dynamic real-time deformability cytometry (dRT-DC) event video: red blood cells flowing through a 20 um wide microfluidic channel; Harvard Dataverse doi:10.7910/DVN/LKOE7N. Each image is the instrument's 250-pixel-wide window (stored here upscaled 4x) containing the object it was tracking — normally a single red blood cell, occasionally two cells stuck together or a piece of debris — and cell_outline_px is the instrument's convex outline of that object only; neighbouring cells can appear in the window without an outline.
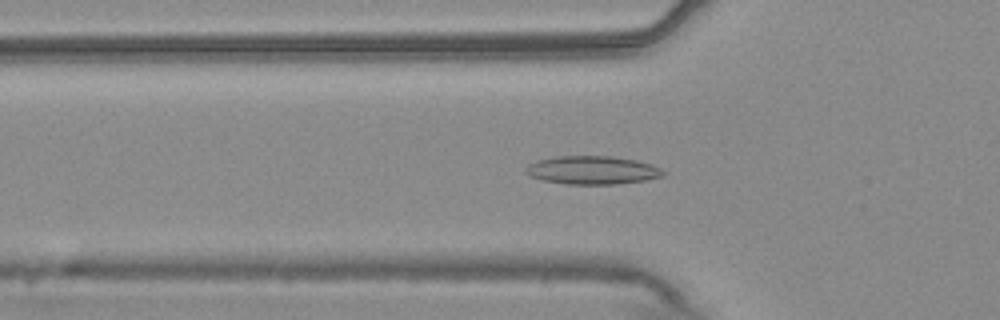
{"species": "common noctule bat (a hibernating species)", "species_latin": "Nyctalus noctula", "temperature_condition": "warm", "stored_images_in_passage": 50, "camera_frame_rate_fps": 3000, "um_per_image_px": 0.085, "animal": {"sex": "male", "body_mass_g": 20.4}, "frame": {"image": 1, "passage_image": 14, "time_ms": 4.333, "image_size_px": [1000, 320], "cell_outline_px": [[668, 172], [664, 176], [644, 180], [616, 184], [568, 184], [544, 180], [528, 176], [524, 172], [524, 168], [528, 164], [536, 160], [556, 156], [612, 156], [636, 160], [652, 164]], "centroid_in_image_um": [50.34, 14.45], "position_along_channel_um": 75.5, "area_um2": 22.89}}
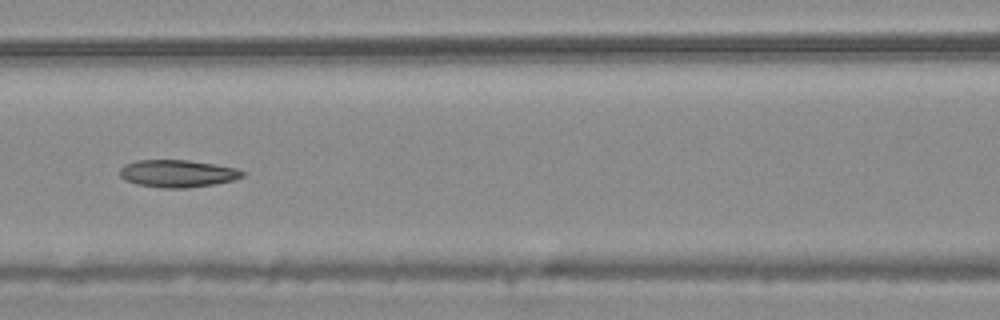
{"frame": {"image": 2, "passage_image": 20, "time_ms": 6.333, "image_size_px": [1000, 320], "cell_outline_px": [[244, 176], [232, 180], [216, 184], [184, 188], [160, 188], [136, 184], [124, 180], [120, 176], [120, 168], [124, 164], [136, 160], [188, 160], [216, 164], [236, 168], [244, 172]], "centroid_in_image_um": [15.06, 14.75], "position_along_channel_um": 151.5, "area_um2": 19.71}}
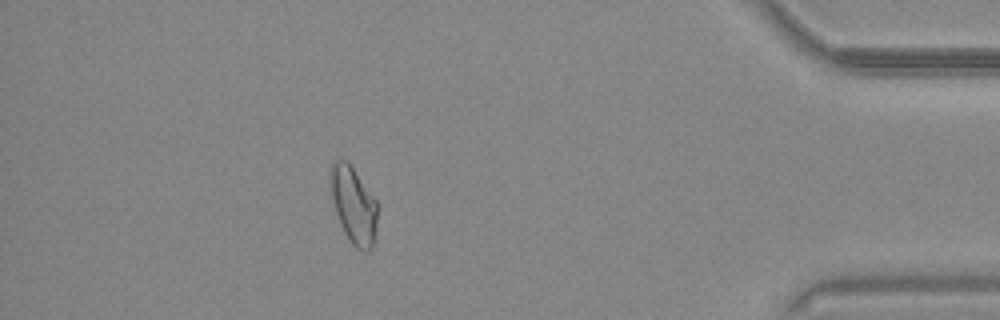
{"frame": {"image": 3, "passage_image": 44, "time_ms": 14.333, "image_size_px": [1000, 320], "cell_outline_px": [[380, 204], [376, 228], [372, 244], [368, 252], [360, 252], [348, 240], [340, 224], [336, 212], [328, 180], [328, 172], [332, 164], [336, 160], [348, 160]], "centroid_in_image_um": [30.07, 17.41], "position_along_channel_um": 405.1, "area_um2": 21.68}, "authors_computed_cell_mechanics": {"area_um2": 20.4323, "velocity_mm_per_s": 3.7458, "shape_relaxation_time_tau1_ms": null, "shape_relaxation_time_tau2_ms": 8.7719, "deformation_change_tau1": null, "deformation_change_tau2": 0.1723}}